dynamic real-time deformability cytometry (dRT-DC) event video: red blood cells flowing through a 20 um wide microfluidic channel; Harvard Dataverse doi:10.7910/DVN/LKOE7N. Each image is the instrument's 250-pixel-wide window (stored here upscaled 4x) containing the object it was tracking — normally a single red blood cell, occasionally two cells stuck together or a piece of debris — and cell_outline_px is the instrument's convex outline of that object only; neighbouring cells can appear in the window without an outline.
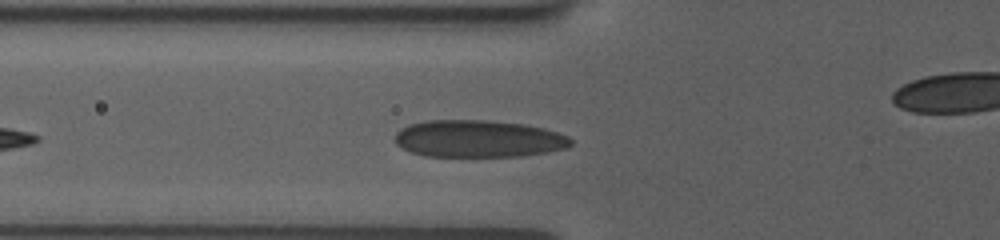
{"species": "human", "species_latin": "Homo sapiens", "temperature_condition": "room temperature", "stored_images_in_passage": 37, "camera_frame_rate_fps": 3000, "um_per_image_px": 0.085, "donor": {"sex": "female"}, "frame": {"image": 1, "passage_image": 6, "time_ms": 1.667, "image_size_px": [1000, 240], "cell_outline_px": [[572, 144], [568, 148], [548, 152], [520, 156], [424, 156], [400, 148], [396, 144], [396, 132], [400, 128], [412, 124], [428, 120], [484, 120], [524, 124], [544, 128], [568, 136], [572, 140]], "centroid_in_image_um": [40.67, 11.8], "position_along_channel_um": 85.1, "area_um2": 38.15}}
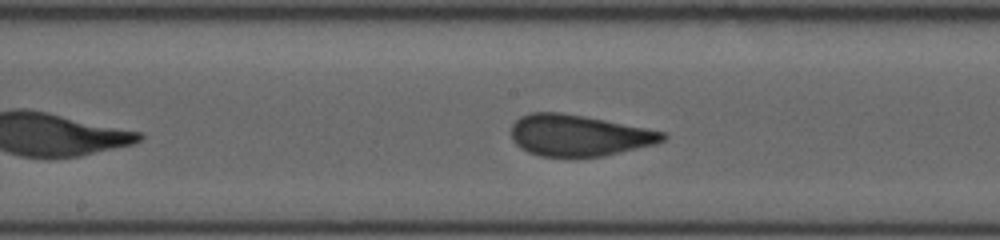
{"frame": {"image": 2, "passage_image": 15, "time_ms": 4.667, "image_size_px": [1000, 240], "cell_outline_px": [[668, 136], [664, 140], [656, 144], [604, 156], [568, 160], [540, 156], [528, 152], [520, 148], [512, 140], [512, 124], [520, 116], [532, 112], [560, 112], [584, 116], [664, 132]], "centroid_in_image_um": [49.16, 11.55], "position_along_channel_um": 199.0, "area_um2": 37.17}}
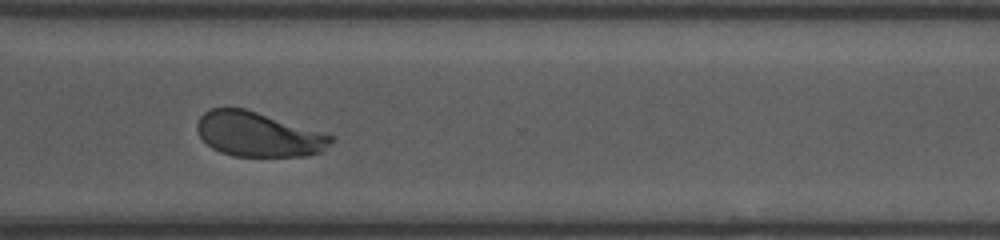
{"frame": {"image": 3, "passage_image": 27, "time_ms": 8.667, "image_size_px": [1000, 240], "cell_outline_px": [[336, 140], [332, 144], [320, 152], [308, 156], [232, 156], [220, 152], [212, 148], [200, 136], [196, 128], [196, 124], [200, 116], [204, 112], [212, 108], [244, 108], [336, 136]], "centroid_in_image_um": [21.98, 11.43], "position_along_channel_um": 348.6, "area_um2": 34.91}, "authors_computed_cell_mechanics": {"area_um2": 36.125, "velocity_mm_per_s": 3.7561, "shape_relaxation_time_tau1_ms": 3.9454, "shape_relaxation_time_tau2_ms": null, "deformation_change_tau1": 0.1441, "deformation_change_tau2": null}}